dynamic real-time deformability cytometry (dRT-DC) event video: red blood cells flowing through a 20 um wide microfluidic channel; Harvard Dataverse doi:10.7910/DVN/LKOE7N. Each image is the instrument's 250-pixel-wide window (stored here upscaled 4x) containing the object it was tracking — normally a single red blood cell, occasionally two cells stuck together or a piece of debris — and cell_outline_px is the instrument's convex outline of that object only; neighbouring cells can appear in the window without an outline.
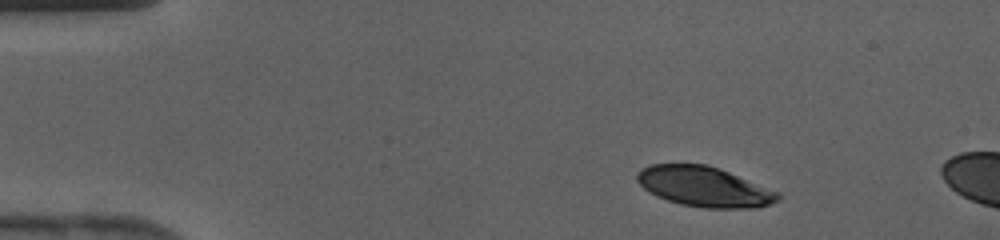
{"species": "human", "species_latin": "Homo sapiens", "temperature_condition": "cold", "stored_images_in_passage": 5, "camera_frame_rate_fps": 3000, "um_per_image_px": 0.085, "donor": {"sex": "female"}, "frame": {"image": 1, "passage_image": 1, "time_ms": 0.0, "image_size_px": [1000, 240], "cell_outline_px": [[780, 200], [756, 208], [704, 208], [680, 204], [656, 196], [648, 192], [636, 180], [636, 172], [640, 168], [652, 164], [708, 164], [780, 192]], "centroid_in_image_um": [59.84, 15.87], "position_along_channel_um": 25.2, "area_um2": 33.0}}